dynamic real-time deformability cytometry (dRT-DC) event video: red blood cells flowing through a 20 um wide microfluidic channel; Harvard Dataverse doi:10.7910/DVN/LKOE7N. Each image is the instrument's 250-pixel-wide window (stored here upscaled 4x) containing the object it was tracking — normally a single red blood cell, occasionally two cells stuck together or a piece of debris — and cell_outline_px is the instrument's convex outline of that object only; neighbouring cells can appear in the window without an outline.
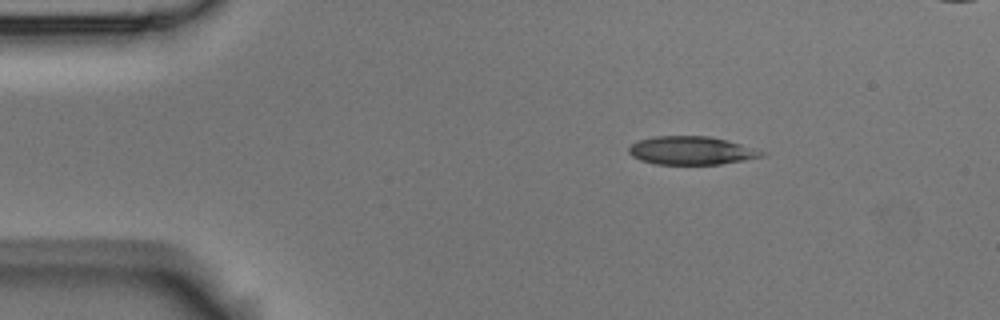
{"species": "Egyptian fruit bat (a non-hibernating species)", "species_latin": "Rousettus aegyptiacus", "temperature_condition": "room temperature", "stored_images_in_passage": 6, "segment_of_instrument_passage": [1, 2], "camera_frame_rate_fps": 3000, "um_per_image_px": 0.085, "animal": {"sex": "male"}, "frame": {"image": 1, "passage_image": 3, "time_ms": 0.667, "image_size_px": [1000, 320], "cell_outline_px": [[768, 152], [764, 156], [744, 160], [720, 164], [656, 164], [640, 160], [632, 156], [628, 152], [628, 148], [636, 140], [656, 136], [708, 136], [728, 140]], "centroid_in_image_um": [58.77, 12.79], "position_along_channel_um": 26.2, "area_um2": 22.02}}